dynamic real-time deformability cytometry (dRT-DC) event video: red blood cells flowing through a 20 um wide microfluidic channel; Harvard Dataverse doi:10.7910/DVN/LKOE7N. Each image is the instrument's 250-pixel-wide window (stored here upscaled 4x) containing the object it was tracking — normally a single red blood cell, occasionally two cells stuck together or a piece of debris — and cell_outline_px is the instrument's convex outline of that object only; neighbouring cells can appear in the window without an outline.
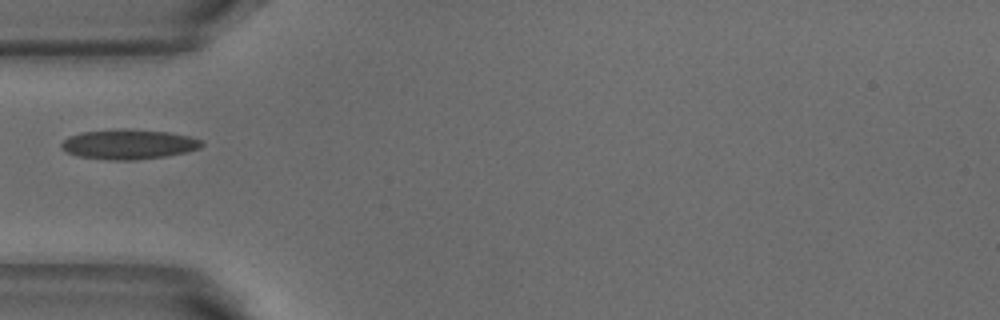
{"species": "common noctule bat (a hibernating species)", "species_latin": "Nyctalus noctula", "temperature_condition": "warm", "stored_images_in_passage": 2, "camera_frame_rate_fps": 3000, "um_per_image_px": 0.085, "animal": {"sex": "male", "body_mass_g": 18.8}, "frame": {"image": 1, "passage_image": 1, "time_ms": 0.0, "image_size_px": [1000, 320], "cell_outline_px": [[204, 144], [200, 148], [188, 152], [164, 156], [136, 160], [108, 160], [76, 156], [60, 148], [60, 144], [68, 136], [80, 132], [124, 128], [128, 128], [168, 132], [192, 136], [204, 140]], "centroid_in_image_um": [10.95, 12.25], "position_along_channel_um": 74.0, "area_um2": 24.85}}
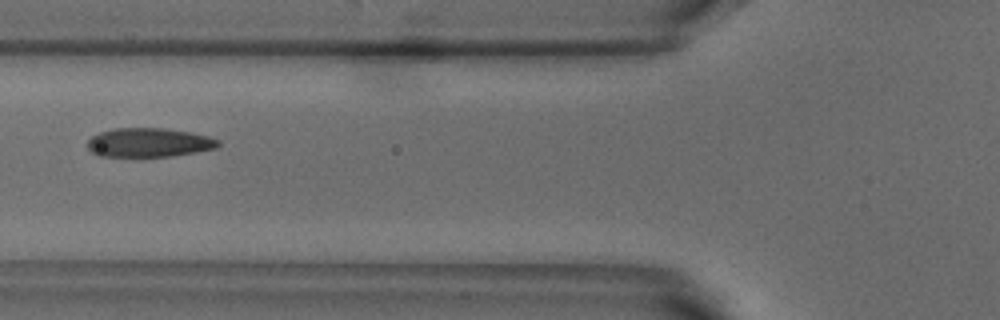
{"frame": {"image": 2, "passage_image": 2, "time_ms": 0.333, "image_size_px": [1000, 320], "cell_outline_px": [[220, 144], [216, 148], [172, 156], [100, 156], [92, 152], [88, 148], [88, 140], [92, 136], [100, 132], [112, 128], [164, 128], [188, 132], [208, 136], [220, 140]], "centroid_in_image_um": [12.65, 12.11], "position_along_channel_um": 113.2, "area_um2": 21.96}}